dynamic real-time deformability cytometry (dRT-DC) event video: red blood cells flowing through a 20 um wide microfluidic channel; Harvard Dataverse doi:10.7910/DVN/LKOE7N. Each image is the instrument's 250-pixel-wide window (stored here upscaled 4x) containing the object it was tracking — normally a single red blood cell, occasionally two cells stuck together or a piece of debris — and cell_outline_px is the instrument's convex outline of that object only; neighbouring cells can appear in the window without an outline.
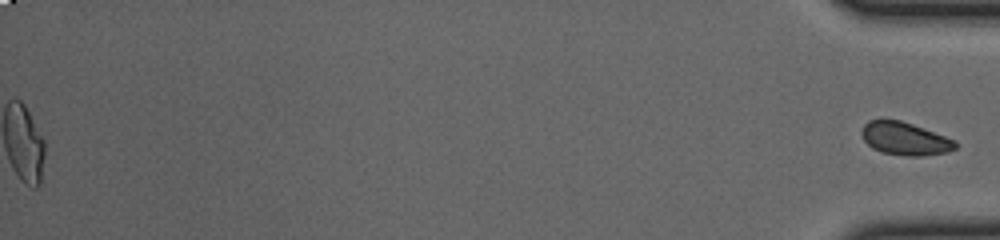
{"species": "common noctule bat (a hibernating species)", "species_latin": "Nyctalus noctula", "temperature_condition": "cold", "stored_images_in_passage": 53, "segment_of_instrument_passage": [2, 2], "camera_frame_rate_fps": 3000, "um_per_image_px": 0.085, "animal": {"sex": "female", "body_mass_g": 23.0, "forearm_length_mm": 53.4}, "frame": {"image": 1, "passage_image": 53, "time_ms": 17.333, "image_size_px": [1000, 240], "cell_outline_px": [[956, 148], [948, 152], [920, 156], [904, 156], [884, 152], [872, 148], [864, 140], [860, 132], [864, 124], [868, 120], [880, 116], [900, 120], [912, 124], [956, 140]], "centroid_in_image_um": [76.86, 11.75], "position_along_channel_um": 358.3, "area_um2": 18.32}}